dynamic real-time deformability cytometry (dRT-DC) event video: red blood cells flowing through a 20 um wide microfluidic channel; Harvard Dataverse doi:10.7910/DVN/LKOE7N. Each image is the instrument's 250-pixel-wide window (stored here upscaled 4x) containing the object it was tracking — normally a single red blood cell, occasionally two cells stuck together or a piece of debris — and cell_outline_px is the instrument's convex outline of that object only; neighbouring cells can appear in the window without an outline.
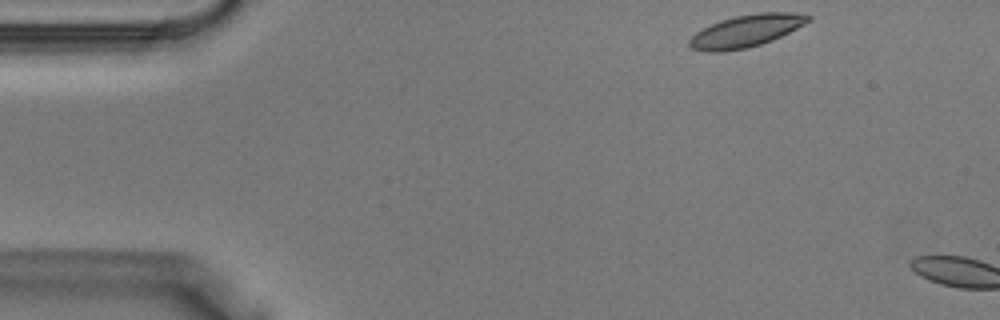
{"species": "Egyptian fruit bat (a non-hibernating species)", "species_latin": "Rousettus aegyptiacus", "temperature_condition": "warm", "stored_images_in_passage": 3, "camera_frame_rate_fps": 3000, "um_per_image_px": 0.085, "animal": {"sex": "male"}, "frame": {"image": 1, "passage_image": 1, "time_ms": 0.0, "image_size_px": [1000, 320], "cell_outline_px": [[812, 20], [772, 40], [748, 48], [724, 52], [704, 52], [692, 48], [688, 44], [688, 40], [696, 32], [720, 20], [736, 16], [756, 12], [796, 12], [812, 16]], "centroid_in_image_um": [63.42, 2.63], "position_along_channel_um": 21.6, "area_um2": 22.37}}